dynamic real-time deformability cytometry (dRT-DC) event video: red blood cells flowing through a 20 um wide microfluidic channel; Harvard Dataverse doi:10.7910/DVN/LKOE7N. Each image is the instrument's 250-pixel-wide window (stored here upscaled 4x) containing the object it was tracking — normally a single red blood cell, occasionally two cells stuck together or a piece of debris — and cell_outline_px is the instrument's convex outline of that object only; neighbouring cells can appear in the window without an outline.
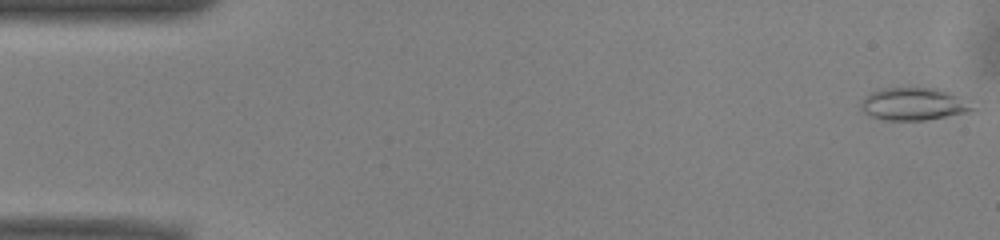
{"species": "common noctule bat (a hibernating species)", "species_latin": "Nyctalus noctula", "temperature_condition": "warm", "stored_images_in_passage": 51, "camera_frame_rate_fps": 3000, "um_per_image_px": 0.085, "animal": {"sex": "male", "body_mass_g": 13.0, "forearm_length_mm": 53.1}, "frame": {"image": 1, "passage_image": 1, "time_ms": 0.0, "image_size_px": [1000, 240], "cell_outline_px": [[976, 108], [968, 112], [924, 120], [884, 120], [868, 116], [864, 112], [860, 104], [872, 92], [880, 88], [936, 88], [948, 92], [956, 96]], "centroid_in_image_um": [77.61, 8.85], "position_along_channel_um": 7.4, "area_um2": 20.69}}
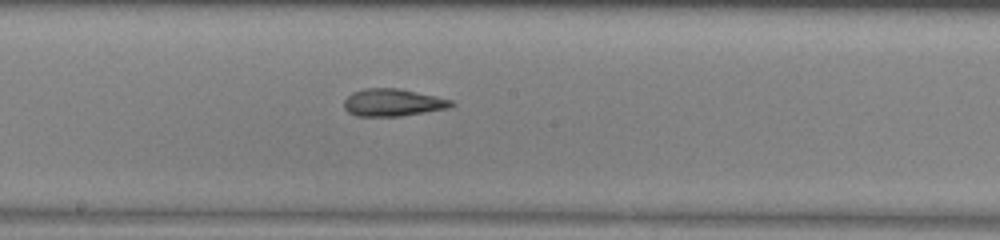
{"frame": {"image": 2, "passage_image": 27, "time_ms": 8.667, "image_size_px": [1000, 240], "cell_outline_px": [[456, 104], [448, 108], [400, 116], [356, 116], [348, 112], [344, 108], [344, 100], [352, 92], [364, 88], [400, 88], [436, 96], [452, 100]], "centroid_in_image_um": [33.38, 8.71], "position_along_channel_um": 214.8, "area_um2": 17.17}}
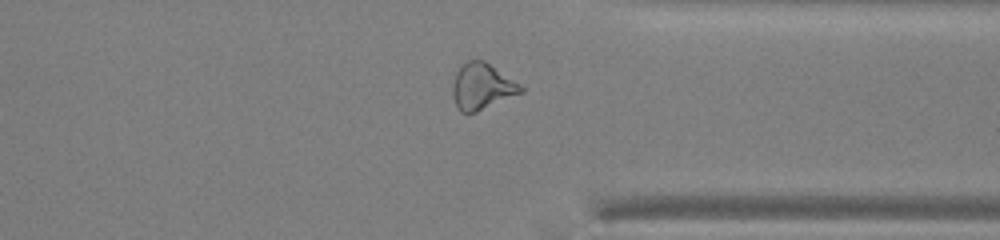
{"frame": {"image": 3, "passage_image": 39, "time_ms": 12.667, "image_size_px": [1000, 240], "cell_outline_px": [[524, 92], [476, 112], [460, 112], [456, 104], [452, 92], [452, 84], [456, 72], [468, 60], [484, 60], [520, 84], [524, 88]], "centroid_in_image_um": [40.98, 7.35], "position_along_channel_um": 370.4, "area_um2": 18.15}, "authors_computed_cell_mechanics": {"area_um2": 18.6694, "velocity_mm_per_s": 3.971, "shape_relaxation_time_tau1_ms": null, "shape_relaxation_time_tau2_ms": 3.7693, "deformation_change_tau1": null, "deformation_change_tau2": 0.1367}}